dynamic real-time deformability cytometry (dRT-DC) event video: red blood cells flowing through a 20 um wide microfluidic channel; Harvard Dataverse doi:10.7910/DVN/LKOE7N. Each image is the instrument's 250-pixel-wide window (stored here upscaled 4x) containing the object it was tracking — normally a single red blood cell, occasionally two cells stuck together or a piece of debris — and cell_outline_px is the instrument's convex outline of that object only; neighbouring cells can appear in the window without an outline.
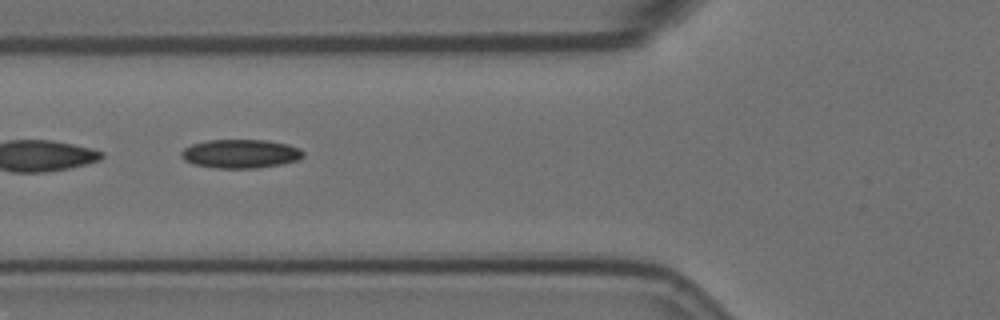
{"species": "Egyptian fruit bat (a non-hibernating species)", "species_latin": "Rousettus aegyptiacus", "temperature_condition": "room temperature", "stored_images_in_passage": 13, "camera_frame_rate_fps": 3000, "um_per_image_px": 0.085, "animal": {"sex": "female"}, "frame": {"image": 1, "passage_image": 4, "time_ms": 1.0, "image_size_px": [1000, 320], "cell_outline_px": [[304, 156], [296, 160], [280, 164], [256, 168], [216, 168], [196, 164], [184, 160], [180, 156], [180, 152], [184, 148], [192, 144], [208, 140], [264, 140], [288, 144], [300, 148], [304, 152]], "centroid_in_image_um": [20.44, 13.06], "position_along_channel_um": 105.4, "area_um2": 20.35}}
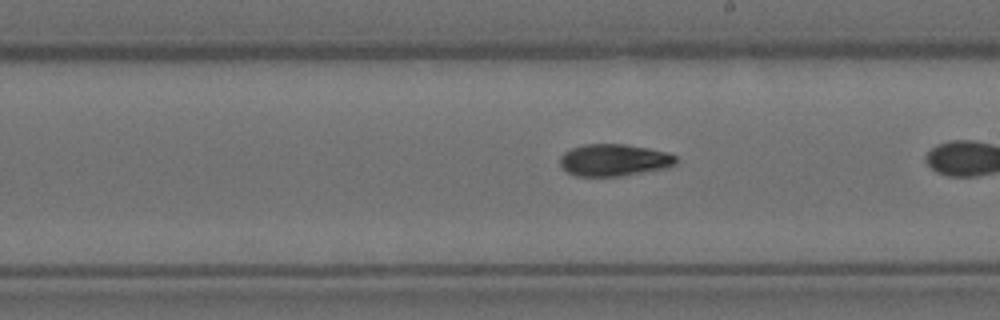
{"frame": {"image": 2, "passage_image": 11, "time_ms": 3.333, "image_size_px": [1000, 320], "cell_outline_px": [[676, 164], [664, 168], [620, 176], [576, 176], [568, 172], [560, 164], [560, 156], [564, 152], [572, 148], [584, 144], [624, 144], [648, 148], [668, 152], [676, 156]], "centroid_in_image_um": [52.18, 13.6], "position_along_channel_um": 236.8, "area_um2": 21.5}}